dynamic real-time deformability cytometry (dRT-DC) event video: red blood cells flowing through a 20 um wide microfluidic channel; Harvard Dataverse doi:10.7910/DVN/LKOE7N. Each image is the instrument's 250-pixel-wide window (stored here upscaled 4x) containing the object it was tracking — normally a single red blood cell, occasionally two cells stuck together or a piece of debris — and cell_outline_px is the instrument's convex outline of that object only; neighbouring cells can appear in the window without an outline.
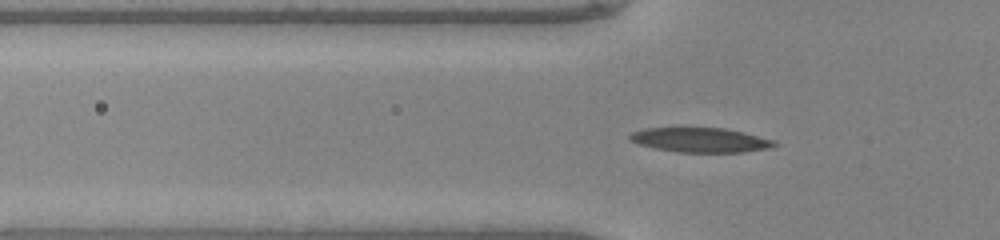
{"species": "common noctule bat (a hibernating species)", "species_latin": "Nyctalus noctula", "temperature_condition": "warm", "stored_images_in_passage": 32, "camera_frame_rate_fps": 3000, "um_per_image_px": 0.085, "animal": {"sex": "male", "body_mass_g": 20.0, "forearm_length_mm": 53.3}, "frame": {"image": 1, "passage_image": 2, "time_ms": 0.333, "image_size_px": [1000, 240], "cell_outline_px": [[776, 144], [760, 148], [736, 152], [684, 152], [660, 148], [644, 144], [632, 140], [632, 136], [636, 132], [652, 128], [720, 128], [740, 132], [768, 140]], "centroid_in_image_um": [59.5, 11.89], "position_along_channel_um": 66.3, "area_um2": 18.9}}
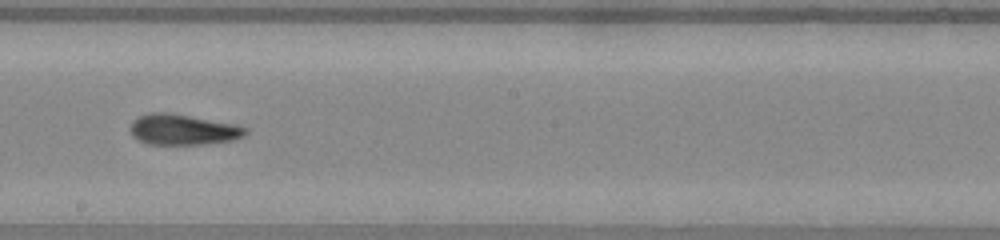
{"frame": {"image": 2, "passage_image": 14, "time_ms": 4.333, "image_size_px": [1000, 240], "cell_outline_px": [[244, 132], [240, 136], [224, 140], [192, 144], [152, 144], [140, 140], [132, 132], [132, 124], [140, 116], [184, 116], [244, 128]], "centroid_in_image_um": [15.46, 11.08], "position_along_channel_um": 232.7, "area_um2": 17.74}}
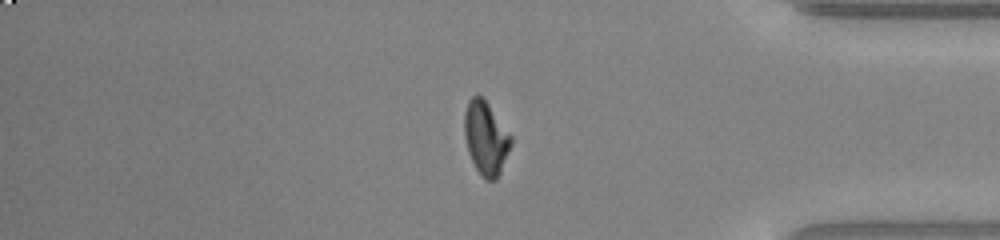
{"frame": {"image": 3, "passage_image": 27, "time_ms": 8.667, "image_size_px": [1000, 240], "cell_outline_px": [[512, 140], [496, 180], [488, 180], [476, 168], [472, 160], [468, 148], [464, 132], [464, 116], [468, 104], [472, 96], [480, 96], [484, 100], [512, 136]], "centroid_in_image_um": [41.29, 11.73], "position_along_channel_um": 393.9, "area_um2": 18.9}}